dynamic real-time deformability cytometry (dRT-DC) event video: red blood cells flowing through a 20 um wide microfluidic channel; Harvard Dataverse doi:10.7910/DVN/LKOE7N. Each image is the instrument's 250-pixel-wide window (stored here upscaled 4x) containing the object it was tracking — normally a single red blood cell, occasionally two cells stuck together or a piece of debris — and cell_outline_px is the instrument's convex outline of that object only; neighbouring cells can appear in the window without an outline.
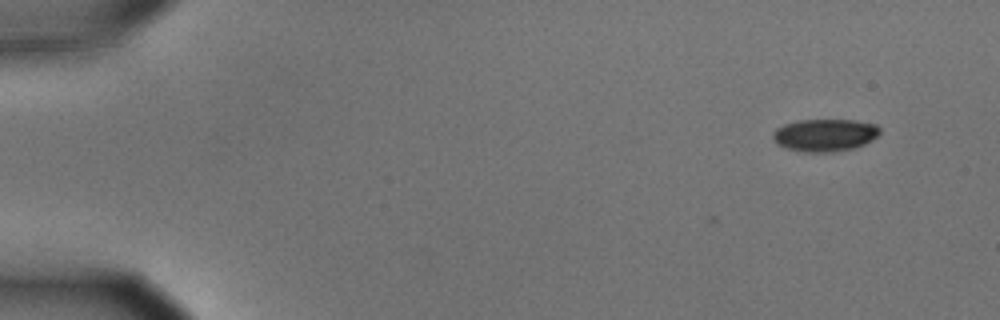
{"species": "common noctule bat (a hibernating species)", "species_latin": "Nyctalus noctula", "temperature_condition": "cold", "stored_images_in_passage": 4, "camera_frame_rate_fps": 3000, "um_per_image_px": 0.085, "animal": {"sex": "male", "body_mass_g": 15.6}, "frame": {"image": 1, "passage_image": 1, "time_ms": 0.0, "image_size_px": [1000, 320], "cell_outline_px": [[880, 132], [872, 140], [864, 144], [852, 148], [828, 152], [804, 152], [784, 148], [776, 144], [772, 136], [772, 132], [776, 128], [784, 124], [800, 120], [852, 120], [876, 124], [880, 128]], "centroid_in_image_um": [70.07, 11.48], "position_along_channel_um": 14.9, "area_um2": 20.23}}